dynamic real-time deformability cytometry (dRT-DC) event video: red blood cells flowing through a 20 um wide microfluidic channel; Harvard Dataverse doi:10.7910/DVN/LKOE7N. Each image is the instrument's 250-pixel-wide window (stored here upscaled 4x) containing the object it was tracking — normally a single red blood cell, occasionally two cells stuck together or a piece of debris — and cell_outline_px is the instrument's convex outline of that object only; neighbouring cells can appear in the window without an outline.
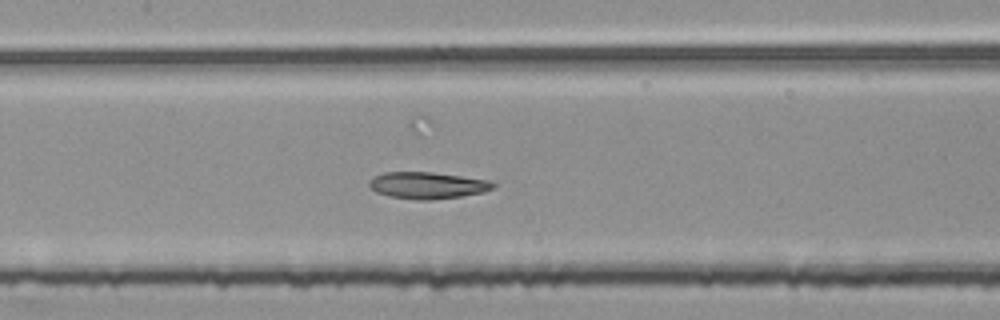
{"species": "common noctule bat (a hibernating species)", "species_latin": "Nyctalus noctula", "temperature_condition": "room temperature", "stored_images_in_passage": 52, "segment_of_instrument_passage": [2, 2], "camera_frame_rate_fps": 3000, "um_per_image_px": 0.085, "animal": {"sex": "female", "body_mass_g": 25.1}, "frame": {"image": 1, "passage_image": 25, "time_ms": 8.0, "image_size_px": [1000, 320], "cell_outline_px": [[496, 188], [484, 192], [460, 196], [432, 200], [416, 200], [388, 196], [376, 192], [368, 184], [368, 180], [372, 176], [384, 172], [432, 172], [488, 180], [496, 184]], "centroid_in_image_um": [36.31, 15.75], "position_along_channel_um": 171.1, "area_um2": 19.42}}
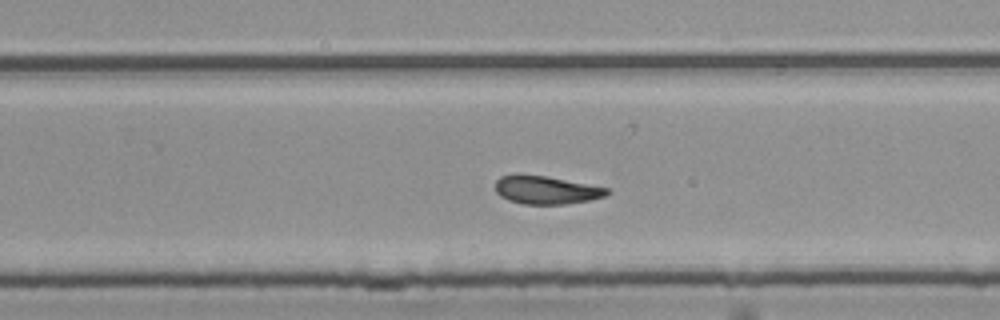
{"frame": {"image": 2, "passage_image": 34, "time_ms": 11.0, "image_size_px": [1000, 320], "cell_outline_px": [[612, 192], [604, 196], [588, 200], [564, 204], [520, 204], [508, 200], [500, 196], [496, 192], [496, 180], [500, 176], [516, 172], [520, 172], [544, 176], [608, 188]], "centroid_in_image_um": [46.34, 16.13], "position_along_channel_um": 283.5, "area_um2": 18.5}}
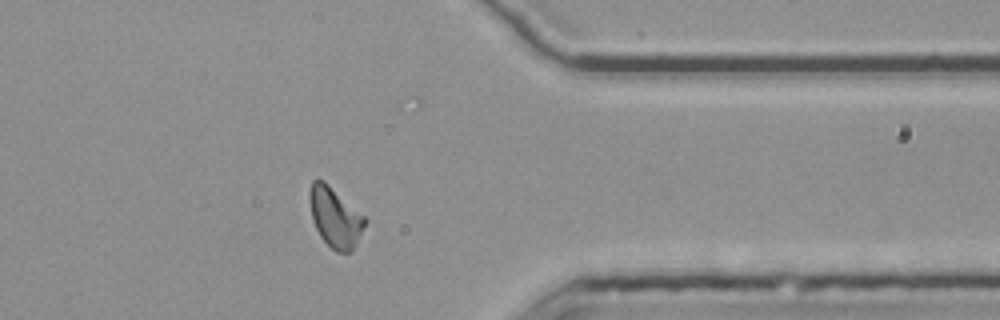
{"frame": {"image": 3, "passage_image": 43, "time_ms": 14.0, "image_size_px": [1000, 320], "cell_outline_px": [[368, 220], [356, 244], [348, 252], [336, 252], [320, 236], [312, 220], [308, 196], [308, 192], [312, 180], [316, 176], [324, 180], [364, 216]], "centroid_in_image_um": [28.45, 18.42], "position_along_channel_um": 383.0, "area_um2": 19.36}}